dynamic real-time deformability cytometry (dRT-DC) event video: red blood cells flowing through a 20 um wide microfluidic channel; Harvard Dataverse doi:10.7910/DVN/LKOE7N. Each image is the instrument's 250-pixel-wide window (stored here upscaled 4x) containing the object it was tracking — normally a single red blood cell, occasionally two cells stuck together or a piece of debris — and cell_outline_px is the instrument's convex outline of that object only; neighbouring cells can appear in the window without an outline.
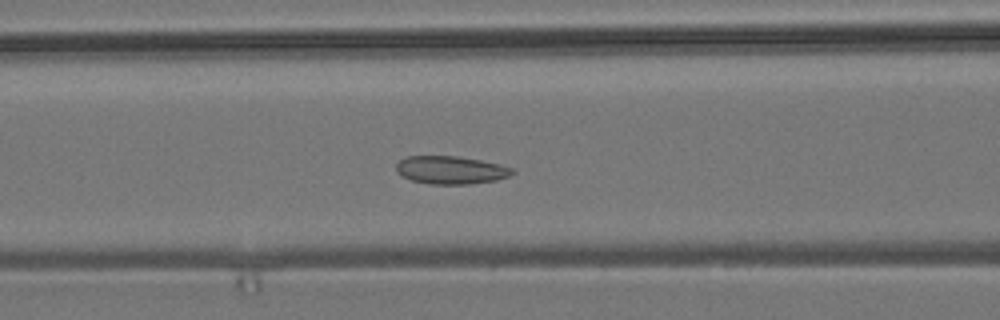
{"species": "common noctule bat (a hibernating species)", "species_latin": "Nyctalus noctula", "temperature_condition": "room temperature", "stored_images_in_passage": 51, "camera_frame_rate_fps": 3000, "um_per_image_px": 0.085, "animal": {"sex": "male", "body_mass_g": 19.2, "forearm_length_mm": 51.8}, "frame": {"image": 1, "passage_image": 17, "time_ms": 5.333, "image_size_px": [1000, 320], "cell_outline_px": [[516, 172], [508, 176], [496, 180], [468, 184], [432, 184], [412, 180], [396, 172], [396, 164], [400, 160], [408, 156], [456, 156], [480, 160], [500, 164], [512, 168]], "centroid_in_image_um": [38.33, 14.45], "position_along_channel_um": 128.3, "area_um2": 18.79}}
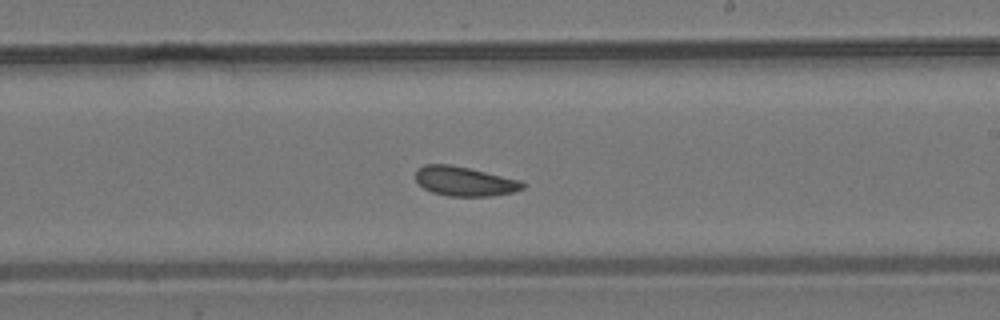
{"frame": {"image": 2, "passage_image": 27, "time_ms": 8.667, "image_size_px": [1000, 320], "cell_outline_px": [[524, 188], [512, 192], [492, 196], [448, 196], [432, 192], [424, 188], [416, 180], [416, 168], [424, 164], [448, 164], [468, 168], [520, 180], [524, 184]], "centroid_in_image_um": [39.45, 15.41], "position_along_channel_um": 249.5, "area_um2": 18.21}}
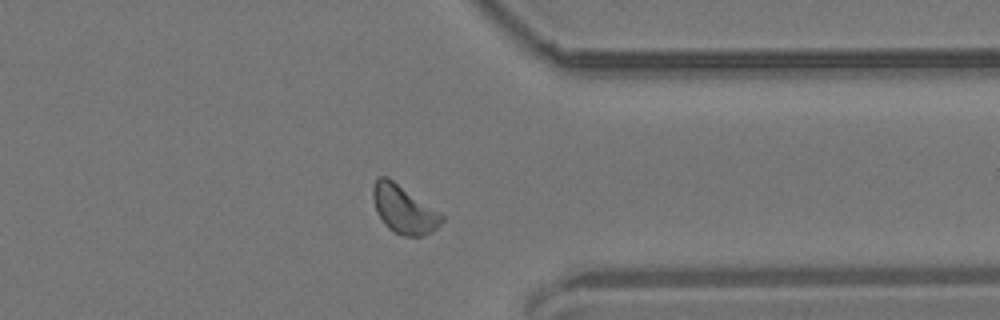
{"frame": {"image": 3, "passage_image": 38, "time_ms": 12.333, "image_size_px": [1000, 320], "cell_outline_px": [[444, 220], [432, 232], [424, 236], [404, 236], [392, 232], [384, 224], [376, 212], [372, 196], [372, 188], [376, 180], [380, 176], [388, 176], [444, 216]], "centroid_in_image_um": [34.29, 17.81], "position_along_channel_um": 377.1, "area_um2": 19.25}, "authors_computed_cell_mechanics": {"area_um2": 18.5538, "velocity_mm_per_s": 3.6392, "shape_relaxation_time_tau1_ms": null, "shape_relaxation_time_tau2_ms": 3.5545, "deformation_change_tau1": null, "deformation_change_tau2": 0.092}}